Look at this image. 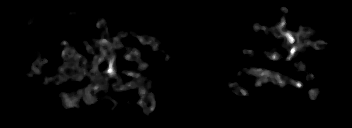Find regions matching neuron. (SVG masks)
Instances as JSON below:
<instances>
[{"label":"neuron","mask_w":352,"mask_h":128,"mask_svg":"<svg viewBox=\"0 0 352 128\" xmlns=\"http://www.w3.org/2000/svg\"><path fill=\"white\" fill-rule=\"evenodd\" d=\"M287 7H284L282 5L281 7V11L282 12H285L287 13ZM96 14V18H97V27L100 28V31H102L101 35L103 34H106L107 30H111V32L115 31L117 32L118 36L116 37H113L112 38V43H113V47H109V44L110 42H108L110 39H108V41L106 39H101L99 42L97 41V49H98V45L100 43V46L101 49H102V52L105 54V56L103 54H100L98 56H95V59L93 60V62L91 63V67L88 68L84 65V61H86V57L85 56H80L79 54L76 53V50H74V48L70 45L67 44L66 40H62L60 41L61 45L65 46L63 47L62 51H61V54L63 55V60L65 62H67V65L65 66V68L61 69L60 66L58 68H56L57 70V77H56V80H55V83H60V81L63 83V85H66L65 82H67V78L68 77H71L73 76L74 73H78V75H76L75 77H72V80L75 81V79H78V80H82L83 79V76H89V75H92V79L90 80L89 82V88L87 89H78L77 90V93L75 94V91L73 92V94L70 92H66V93H58V95H60V97L62 98V109H70L72 108L73 106H76V107H80V99L82 96V92H83V98H85L84 100H86L87 102L85 104L87 105H91L92 102L96 101L97 98H104L103 99V102H106V95H93L92 93L93 92H97L99 90H102V87L103 86H99V83H96L95 82V78L96 77H99L100 78V81H102V78L104 77H109L111 76L112 78H117L116 76L117 75H122L121 73L118 74L117 73V70L120 68L118 65L116 66L114 64V60L116 58V51L117 48H124V53H126L125 51L127 50V48L129 46L125 45V44H119V40L123 37H125V32L124 31H118L117 30V27L118 25L114 26V29L110 28V26H105V27H101L102 23L106 22V19H100V14L97 12L95 13ZM30 24V27H32L34 30H38L39 27L37 25H33L32 22L29 23ZM286 24V21L285 20H281V21H278V24L277 25H273L272 23L269 24V28H271V30L274 32V37L276 39L278 38H283V47H282V52H283V48H288V51L286 50V54H285V60L287 61H291L292 62V56L295 55L297 52H298V49H300L301 47L303 48V50H305V47H307L308 45H312L314 42L312 41H306L304 40V37L307 38L308 36H312L313 38H315L317 36V31L315 28H312V27H308V26H302V29L300 28L301 30V34H292L289 32V30H287V32H282L281 31V28ZM201 25L202 28H208L211 26V24H207L205 23H202V24H199V26ZM102 28V29H101ZM116 28V29H115ZM264 29L266 30V28L262 27V26H259L258 24H255V31L256 32H259L261 34H263L264 32ZM82 30V27L81 28H78L76 30L77 33H83L85 34L86 31H80ZM136 38L139 39L140 43H142V45H145L146 43L148 45H151V48H155L158 50L155 52L159 53V40L156 39L155 41V34L150 37H146V32H144V37H141V36H136ZM332 43L329 44L328 43H324L322 42L321 39L317 40L315 42V46H318L319 50L320 51H323L322 49L323 48H331L332 47ZM186 46V42H181L180 43V47H185ZM288 46V47H286ZM253 47H250V49H243L241 50V52L247 56V57H252V53L253 52ZM131 54L134 55V57L136 58V61L137 63L140 64L138 70H143L144 68H147L148 66H150V64L148 63H143L141 62V52L139 51H136L135 49H132L131 50ZM265 56H268V59H273L275 60V64H281L280 62V56L278 57V55L276 53H271V52H267L265 54ZM296 56H298V59H299V55L296 54ZM170 57V55H167L163 58L164 59V63H166V65H164V67H169V64H168V58ZM319 64H322V66L324 67V70H327V67L326 65H323L325 60H326V57H322V56H319ZM49 58H46L44 56H41L40 58L36 57L34 59V71L31 73V74H28L30 76H33V74H35L36 72L39 71V68L43 64L45 63H49ZM123 60H132V57L128 54H126L125 57H123ZM75 62L76 61V64L74 65H71L72 62ZM106 62V70L102 73L101 76H97V74L99 73L98 69L94 67L95 64H101L102 62ZM277 62V63H276ZM248 68L249 67H244L241 71H239V74L240 76L244 77L245 76V71H248ZM60 73V74H59ZM249 73L251 75V73L253 74H256L257 77L253 79V83L258 85L257 87V92H261L262 91V88L259 87V85L265 80V78H270V80H272V82H275L276 86H278L279 88L287 85V83H290L293 85V87H296V88H302L304 86H307V85H303V84H307V82L309 81H312L313 79V74L312 75H308L307 79L304 80V83H299L298 81H292L291 78H286V77H281L279 76L278 74H275V72H272V71H268V70H258L256 66L252 67V70H249ZM125 74L130 78H134V82H128L127 84H120L118 83L117 84V80H113L115 81V90H117L118 92H122V91H126L128 88H134L135 86L137 85H142V87H140V90L138 91L139 93V103L142 104L143 108L142 110L140 111V113H142L143 115L144 114H148L150 112H152V110L156 109V107L158 106V104H156V102L154 103V97H151V91L148 92V87L145 85L144 83V79L143 77H141V75L138 74V72L136 71H129V68L126 69V72ZM261 78H263V80H260ZM238 88L237 84H236V81H233V82H230L228 84V86L224 87V90L226 93H229V91L233 90V91H236V89ZM79 91H80V94H79ZM307 94H308V97L310 98V100H307V101H310V102H314V99H315V96L320 92V89L319 90H308L307 89ZM246 90H239V93L242 94V95H247L245 94ZM80 95V96H79ZM146 95V97H148L149 101L151 102V108L150 109H146L147 108V104L146 102L144 101V96Z\"/></svg>","instance_id":"neuron-1"}]
</instances>
